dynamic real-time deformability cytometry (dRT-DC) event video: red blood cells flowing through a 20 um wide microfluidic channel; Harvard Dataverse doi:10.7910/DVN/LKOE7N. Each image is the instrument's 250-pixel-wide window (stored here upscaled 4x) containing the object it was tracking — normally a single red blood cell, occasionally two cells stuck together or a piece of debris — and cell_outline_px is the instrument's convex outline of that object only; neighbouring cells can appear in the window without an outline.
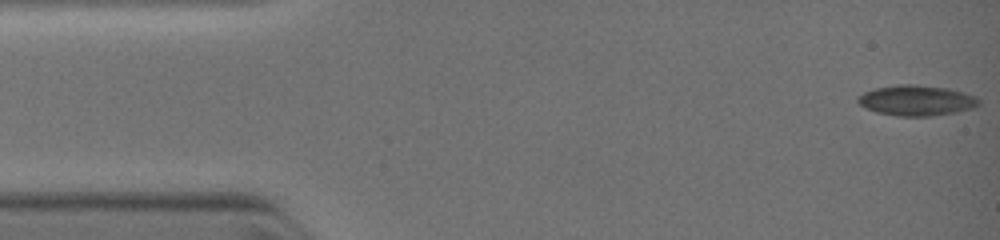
{"species": "common noctule bat (a hibernating species)", "species_latin": "Nyctalus noctula", "temperature_condition": "warm", "stored_images_in_passage": 45, "camera_frame_rate_fps": 3000, "um_per_image_px": 0.085, "animal": {"sex": "female", "body_mass_g": 19.0, "forearm_length_mm": 51.5}, "frame": {"image": 1, "passage_image": 1, "time_ms": 0.0, "image_size_px": [1000, 240], "cell_outline_px": [[980, 104], [972, 108], [956, 112], [928, 116], [896, 116], [876, 112], [864, 108], [856, 100], [856, 96], [864, 92], [876, 88], [896, 84], [912, 84], [948, 88], [976, 96], [980, 100]], "centroid_in_image_um": [77.87, 8.53], "position_along_channel_um": 7.1, "area_um2": 21.56}}
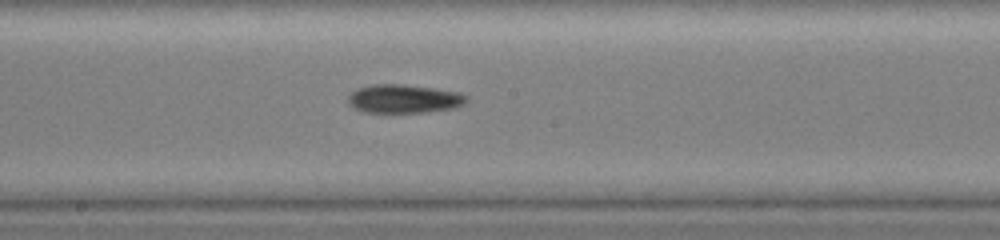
{"frame": {"image": 2, "passage_image": 21, "time_ms": 6.333, "image_size_px": [1000, 240], "cell_outline_px": [[468, 100], [464, 104], [452, 108], [424, 112], [364, 112], [348, 104], [348, 96], [356, 88], [372, 84], [404, 84], [460, 92], [468, 96]], "centroid_in_image_um": [34.33, 8.38], "position_along_channel_um": 213.9, "area_um2": 19.71}}
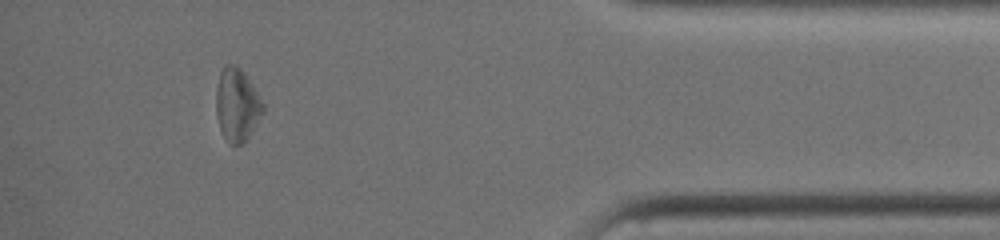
{"frame": {"image": 3, "passage_image": 39, "time_ms": 11.0, "image_size_px": [1000, 240], "cell_outline_px": [[264, 112], [248, 136], [240, 144], [228, 144], [224, 140], [216, 116], [216, 88], [220, 72], [224, 64], [232, 64], [240, 68], [244, 72], [252, 84], [264, 104]], "centroid_in_image_um": [20.12, 8.9], "position_along_channel_um": 415.1, "area_um2": 19.94}}